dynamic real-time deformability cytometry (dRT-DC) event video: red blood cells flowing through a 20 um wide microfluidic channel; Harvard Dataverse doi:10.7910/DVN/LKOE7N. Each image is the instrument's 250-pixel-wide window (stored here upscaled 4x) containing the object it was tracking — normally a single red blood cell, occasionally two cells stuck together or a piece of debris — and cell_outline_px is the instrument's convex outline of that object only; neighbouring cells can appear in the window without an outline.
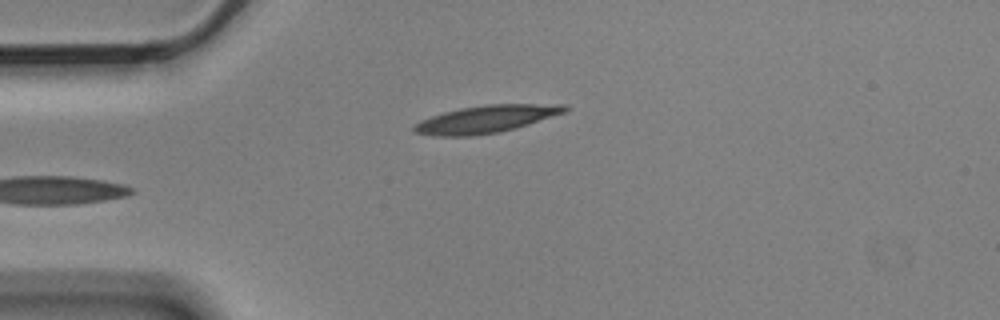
{"species": "Egyptian fruit bat (a non-hibernating species)", "species_latin": "Rousettus aegyptiacus", "temperature_condition": "cold", "stored_images_in_passage": 5, "camera_frame_rate_fps": 3000, "um_per_image_px": 0.085, "animal": {"sex": "male"}, "frame": {"image": 1, "passage_image": 5, "time_ms": 1.333, "image_size_px": [1000, 320], "cell_outline_px": [[568, 112], [516, 128], [500, 132], [472, 136], [436, 136], [416, 132], [412, 128], [420, 120], [444, 112], [460, 108], [484, 104], [568, 104]], "centroid_in_image_um": [41.39, 10.11], "position_along_channel_um": 43.6, "area_um2": 24.22}}